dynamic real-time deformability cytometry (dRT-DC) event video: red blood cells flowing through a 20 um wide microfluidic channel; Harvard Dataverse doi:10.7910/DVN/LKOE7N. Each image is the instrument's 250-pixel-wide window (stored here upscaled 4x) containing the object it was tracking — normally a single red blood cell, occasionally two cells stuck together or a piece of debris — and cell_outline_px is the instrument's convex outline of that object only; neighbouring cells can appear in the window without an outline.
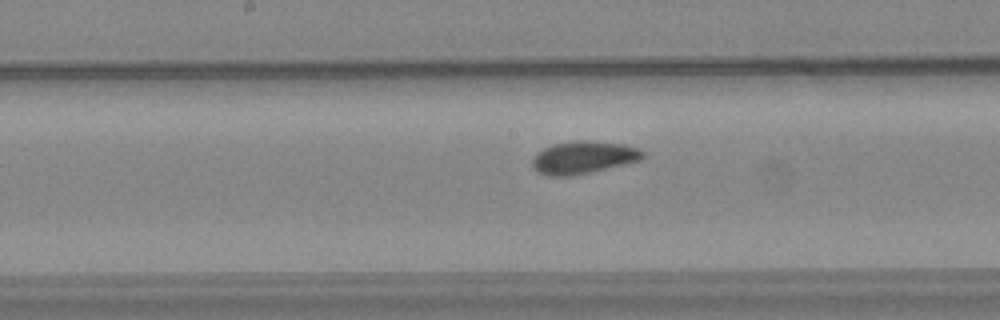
{"species": "common noctule bat (a hibernating species)", "species_latin": "Nyctalus noctula", "temperature_condition": "warm", "stored_images_in_passage": 27, "camera_frame_rate_fps": 3000, "um_per_image_px": 0.085, "animal": {"sex": "female", "body_mass_g": 24.6, "forearm_length_mm": 56.2}, "frame": {"image": 1, "passage_image": 21, "time_ms": 6.667, "image_size_px": [1000, 320], "cell_outline_px": [[644, 156], [640, 160], [572, 176], [548, 176], [536, 172], [532, 168], [532, 160], [536, 152], [544, 148], [556, 144], [584, 140], [588, 140], [624, 144], [636, 148], [644, 152]], "centroid_in_image_um": [49.54, 13.39], "position_along_channel_um": 198.7, "area_um2": 20.75}}
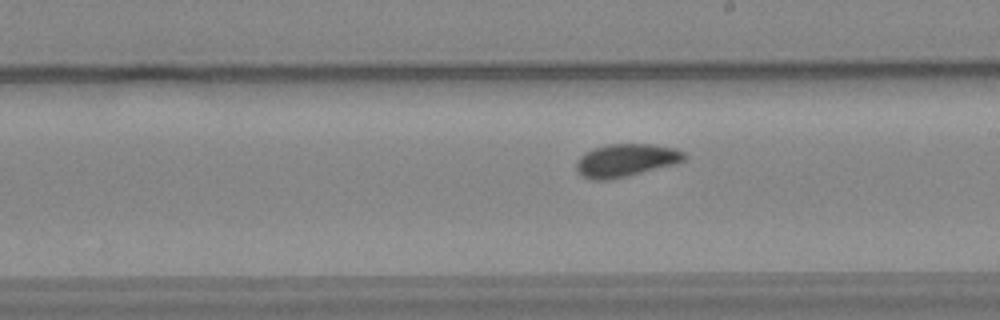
{"frame": {"image": 2, "passage_image": 24, "time_ms": 7.667, "image_size_px": [1000, 320], "cell_outline_px": [[688, 160], [676, 164], [608, 180], [592, 180], [576, 172], [576, 160], [584, 152], [608, 144], [652, 144], [676, 148], [684, 152], [688, 156]], "centroid_in_image_um": [53.23, 13.62], "position_along_channel_um": 235.8, "area_um2": 20.81}}